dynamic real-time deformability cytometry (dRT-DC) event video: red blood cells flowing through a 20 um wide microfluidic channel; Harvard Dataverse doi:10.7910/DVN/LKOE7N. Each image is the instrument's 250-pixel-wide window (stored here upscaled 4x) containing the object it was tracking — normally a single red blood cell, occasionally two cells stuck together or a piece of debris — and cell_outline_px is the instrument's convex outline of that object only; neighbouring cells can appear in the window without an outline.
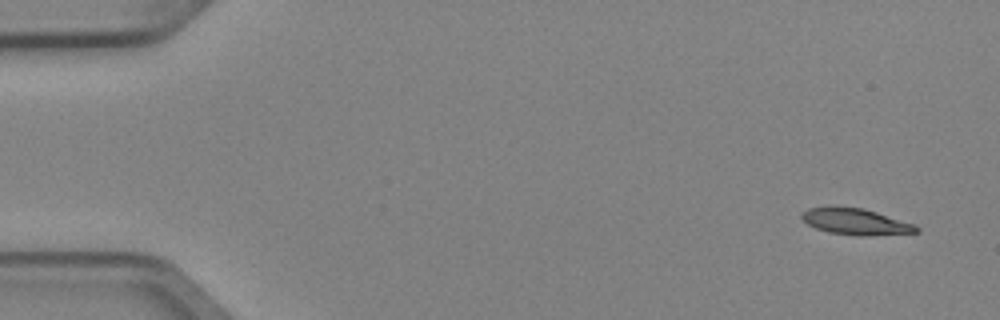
{"species": "Egyptian fruit bat (a non-hibernating species)", "species_latin": "Rousettus aegyptiacus", "temperature_condition": "cold", "stored_images_in_passage": 5, "camera_frame_rate_fps": 3000, "um_per_image_px": 0.085, "animal": {"sex": "female"}, "frame": {"image": 1, "passage_image": 1, "time_ms": 0.0, "image_size_px": [1000, 320], "cell_outline_px": [[920, 232], [860, 236], [856, 236], [828, 232], [816, 228], [808, 224], [800, 216], [808, 208], [864, 208], [916, 224], [920, 228]], "centroid_in_image_um": [72.81, 18.86], "position_along_channel_um": 12.2, "area_um2": 17.22}}
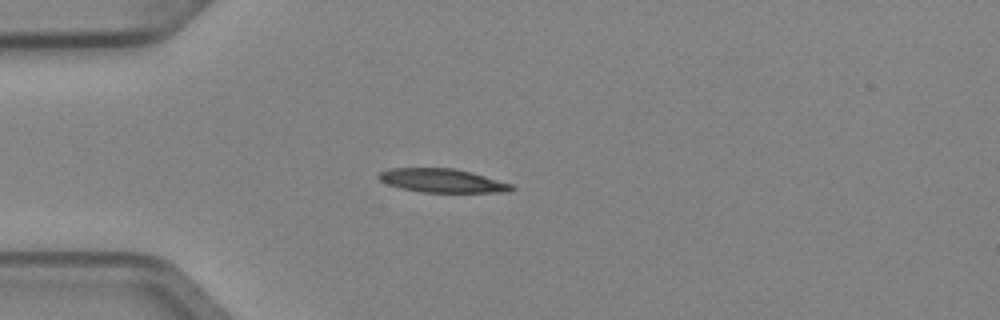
{"frame": {"image": 2, "passage_image": 4, "time_ms": 1.0, "image_size_px": [1000, 320], "cell_outline_px": [[516, 188], [508, 192], [420, 192], [400, 188], [388, 184], [380, 180], [376, 176], [380, 172], [388, 168], [456, 168], [472, 172], [512, 184]], "centroid_in_image_um": [37.58, 15.35], "position_along_channel_um": 47.4, "area_um2": 18.44}}